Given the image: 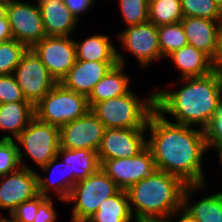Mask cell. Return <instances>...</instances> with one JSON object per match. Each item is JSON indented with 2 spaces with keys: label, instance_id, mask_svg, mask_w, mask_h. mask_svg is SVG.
<instances>
[{
  "label": "cell",
  "instance_id": "obj_1",
  "mask_svg": "<svg viewBox=\"0 0 222 222\" xmlns=\"http://www.w3.org/2000/svg\"><path fill=\"white\" fill-rule=\"evenodd\" d=\"M146 131L150 132L146 146L157 170L178 176L187 185L205 184L202 161L209 149L203 129L169 121L155 109Z\"/></svg>",
  "mask_w": 222,
  "mask_h": 222
},
{
  "label": "cell",
  "instance_id": "obj_2",
  "mask_svg": "<svg viewBox=\"0 0 222 222\" xmlns=\"http://www.w3.org/2000/svg\"><path fill=\"white\" fill-rule=\"evenodd\" d=\"M179 90H155V107L163 116L171 115L175 123L205 129L217 111L222 97V75L211 72L201 77L182 78Z\"/></svg>",
  "mask_w": 222,
  "mask_h": 222
},
{
  "label": "cell",
  "instance_id": "obj_3",
  "mask_svg": "<svg viewBox=\"0 0 222 222\" xmlns=\"http://www.w3.org/2000/svg\"><path fill=\"white\" fill-rule=\"evenodd\" d=\"M186 186L178 176L156 169L126 190L134 219L169 216L182 207Z\"/></svg>",
  "mask_w": 222,
  "mask_h": 222
},
{
  "label": "cell",
  "instance_id": "obj_4",
  "mask_svg": "<svg viewBox=\"0 0 222 222\" xmlns=\"http://www.w3.org/2000/svg\"><path fill=\"white\" fill-rule=\"evenodd\" d=\"M144 99L130 90L125 95L96 103L90 110L106 129L146 128L149 116L156 109L155 91Z\"/></svg>",
  "mask_w": 222,
  "mask_h": 222
},
{
  "label": "cell",
  "instance_id": "obj_5",
  "mask_svg": "<svg viewBox=\"0 0 222 222\" xmlns=\"http://www.w3.org/2000/svg\"><path fill=\"white\" fill-rule=\"evenodd\" d=\"M121 189L99 168L87 178L78 181L71 189L66 203H74L71 222H87L98 210L99 204Z\"/></svg>",
  "mask_w": 222,
  "mask_h": 222
},
{
  "label": "cell",
  "instance_id": "obj_6",
  "mask_svg": "<svg viewBox=\"0 0 222 222\" xmlns=\"http://www.w3.org/2000/svg\"><path fill=\"white\" fill-rule=\"evenodd\" d=\"M90 111L87 96L57 83L35 106L34 116L42 122L61 127Z\"/></svg>",
  "mask_w": 222,
  "mask_h": 222
},
{
  "label": "cell",
  "instance_id": "obj_7",
  "mask_svg": "<svg viewBox=\"0 0 222 222\" xmlns=\"http://www.w3.org/2000/svg\"><path fill=\"white\" fill-rule=\"evenodd\" d=\"M15 141L19 143L17 146L21 167L34 170L23 163V156H28L38 168H42L58 154L60 149L59 127L42 122L34 116ZM19 145L24 148V153L21 152Z\"/></svg>",
  "mask_w": 222,
  "mask_h": 222
},
{
  "label": "cell",
  "instance_id": "obj_8",
  "mask_svg": "<svg viewBox=\"0 0 222 222\" xmlns=\"http://www.w3.org/2000/svg\"><path fill=\"white\" fill-rule=\"evenodd\" d=\"M13 76L26 100L33 106L58 83L32 48H28L24 53Z\"/></svg>",
  "mask_w": 222,
  "mask_h": 222
},
{
  "label": "cell",
  "instance_id": "obj_9",
  "mask_svg": "<svg viewBox=\"0 0 222 222\" xmlns=\"http://www.w3.org/2000/svg\"><path fill=\"white\" fill-rule=\"evenodd\" d=\"M7 17L13 39L32 48L45 36L39 3L8 0Z\"/></svg>",
  "mask_w": 222,
  "mask_h": 222
},
{
  "label": "cell",
  "instance_id": "obj_10",
  "mask_svg": "<svg viewBox=\"0 0 222 222\" xmlns=\"http://www.w3.org/2000/svg\"><path fill=\"white\" fill-rule=\"evenodd\" d=\"M71 36H45L32 49L59 83L77 60L74 39Z\"/></svg>",
  "mask_w": 222,
  "mask_h": 222
},
{
  "label": "cell",
  "instance_id": "obj_11",
  "mask_svg": "<svg viewBox=\"0 0 222 222\" xmlns=\"http://www.w3.org/2000/svg\"><path fill=\"white\" fill-rule=\"evenodd\" d=\"M100 168L121 190H127L156 170L153 155L147 146L136 156L105 160Z\"/></svg>",
  "mask_w": 222,
  "mask_h": 222
},
{
  "label": "cell",
  "instance_id": "obj_12",
  "mask_svg": "<svg viewBox=\"0 0 222 222\" xmlns=\"http://www.w3.org/2000/svg\"><path fill=\"white\" fill-rule=\"evenodd\" d=\"M117 37L123 48L137 59L142 68L162 59L157 26L150 21L128 26Z\"/></svg>",
  "mask_w": 222,
  "mask_h": 222
},
{
  "label": "cell",
  "instance_id": "obj_13",
  "mask_svg": "<svg viewBox=\"0 0 222 222\" xmlns=\"http://www.w3.org/2000/svg\"><path fill=\"white\" fill-rule=\"evenodd\" d=\"M103 123L90 110L59 128L60 148L98 151L105 132Z\"/></svg>",
  "mask_w": 222,
  "mask_h": 222
},
{
  "label": "cell",
  "instance_id": "obj_14",
  "mask_svg": "<svg viewBox=\"0 0 222 222\" xmlns=\"http://www.w3.org/2000/svg\"><path fill=\"white\" fill-rule=\"evenodd\" d=\"M146 128L105 129L98 149L100 165L105 160L136 156L146 147Z\"/></svg>",
  "mask_w": 222,
  "mask_h": 222
},
{
  "label": "cell",
  "instance_id": "obj_15",
  "mask_svg": "<svg viewBox=\"0 0 222 222\" xmlns=\"http://www.w3.org/2000/svg\"><path fill=\"white\" fill-rule=\"evenodd\" d=\"M38 195L37 172L20 167L15 172L0 176V210L9 215L21 203ZM4 217L0 213V218Z\"/></svg>",
  "mask_w": 222,
  "mask_h": 222
},
{
  "label": "cell",
  "instance_id": "obj_16",
  "mask_svg": "<svg viewBox=\"0 0 222 222\" xmlns=\"http://www.w3.org/2000/svg\"><path fill=\"white\" fill-rule=\"evenodd\" d=\"M117 62L76 60L74 66L59 82L64 88L89 96L94 86Z\"/></svg>",
  "mask_w": 222,
  "mask_h": 222
},
{
  "label": "cell",
  "instance_id": "obj_17",
  "mask_svg": "<svg viewBox=\"0 0 222 222\" xmlns=\"http://www.w3.org/2000/svg\"><path fill=\"white\" fill-rule=\"evenodd\" d=\"M181 23L188 44L193 45L213 59L218 49V37L222 20L183 17Z\"/></svg>",
  "mask_w": 222,
  "mask_h": 222
},
{
  "label": "cell",
  "instance_id": "obj_18",
  "mask_svg": "<svg viewBox=\"0 0 222 222\" xmlns=\"http://www.w3.org/2000/svg\"><path fill=\"white\" fill-rule=\"evenodd\" d=\"M120 53L117 51V64L94 86L87 97L90 109L96 103L125 95L131 90L129 88L130 77L124 73L126 60Z\"/></svg>",
  "mask_w": 222,
  "mask_h": 222
},
{
  "label": "cell",
  "instance_id": "obj_19",
  "mask_svg": "<svg viewBox=\"0 0 222 222\" xmlns=\"http://www.w3.org/2000/svg\"><path fill=\"white\" fill-rule=\"evenodd\" d=\"M43 27L46 36H70L77 28V19L63 0H41Z\"/></svg>",
  "mask_w": 222,
  "mask_h": 222
},
{
  "label": "cell",
  "instance_id": "obj_20",
  "mask_svg": "<svg viewBox=\"0 0 222 222\" xmlns=\"http://www.w3.org/2000/svg\"><path fill=\"white\" fill-rule=\"evenodd\" d=\"M207 184L187 185L183 193L182 207L196 222H222V192L213 193L196 202L190 200L196 191L207 189ZM191 202V204H190Z\"/></svg>",
  "mask_w": 222,
  "mask_h": 222
},
{
  "label": "cell",
  "instance_id": "obj_21",
  "mask_svg": "<svg viewBox=\"0 0 222 222\" xmlns=\"http://www.w3.org/2000/svg\"><path fill=\"white\" fill-rule=\"evenodd\" d=\"M181 75L179 79L201 77L213 72L212 59L203 51L187 44L168 56Z\"/></svg>",
  "mask_w": 222,
  "mask_h": 222
},
{
  "label": "cell",
  "instance_id": "obj_22",
  "mask_svg": "<svg viewBox=\"0 0 222 222\" xmlns=\"http://www.w3.org/2000/svg\"><path fill=\"white\" fill-rule=\"evenodd\" d=\"M57 155L67 166L68 175H70V191L78 181L95 173L101 166L98 151L60 148Z\"/></svg>",
  "mask_w": 222,
  "mask_h": 222
},
{
  "label": "cell",
  "instance_id": "obj_23",
  "mask_svg": "<svg viewBox=\"0 0 222 222\" xmlns=\"http://www.w3.org/2000/svg\"><path fill=\"white\" fill-rule=\"evenodd\" d=\"M34 117V106L30 102L0 104V130L9 135L0 140H15Z\"/></svg>",
  "mask_w": 222,
  "mask_h": 222
},
{
  "label": "cell",
  "instance_id": "obj_24",
  "mask_svg": "<svg viewBox=\"0 0 222 222\" xmlns=\"http://www.w3.org/2000/svg\"><path fill=\"white\" fill-rule=\"evenodd\" d=\"M59 156L56 155L52 160H50L44 167L40 168L47 175V173L54 175L55 170H61L58 174L60 179H57L56 176L51 179L50 177L40 176L37 173V183H38V194L42 196L49 197L50 190L54 191L55 195H57V200L64 202L70 193V175H68V169L66 164L62 161L59 162ZM51 173H50V171ZM63 174V175H62ZM57 175V174H56ZM62 175V176H61ZM58 177V176H57ZM55 179V181H54ZM49 193V194H48Z\"/></svg>",
  "mask_w": 222,
  "mask_h": 222
},
{
  "label": "cell",
  "instance_id": "obj_25",
  "mask_svg": "<svg viewBox=\"0 0 222 222\" xmlns=\"http://www.w3.org/2000/svg\"><path fill=\"white\" fill-rule=\"evenodd\" d=\"M81 42L74 39L77 60L117 62V49L107 35L96 34Z\"/></svg>",
  "mask_w": 222,
  "mask_h": 222
},
{
  "label": "cell",
  "instance_id": "obj_26",
  "mask_svg": "<svg viewBox=\"0 0 222 222\" xmlns=\"http://www.w3.org/2000/svg\"><path fill=\"white\" fill-rule=\"evenodd\" d=\"M134 219L129 206L126 190H120L114 196L99 204L98 210L87 222H132Z\"/></svg>",
  "mask_w": 222,
  "mask_h": 222
},
{
  "label": "cell",
  "instance_id": "obj_27",
  "mask_svg": "<svg viewBox=\"0 0 222 222\" xmlns=\"http://www.w3.org/2000/svg\"><path fill=\"white\" fill-rule=\"evenodd\" d=\"M149 21L155 26L181 22L183 13L180 0H149Z\"/></svg>",
  "mask_w": 222,
  "mask_h": 222
},
{
  "label": "cell",
  "instance_id": "obj_28",
  "mask_svg": "<svg viewBox=\"0 0 222 222\" xmlns=\"http://www.w3.org/2000/svg\"><path fill=\"white\" fill-rule=\"evenodd\" d=\"M162 59L188 44L181 22L157 27Z\"/></svg>",
  "mask_w": 222,
  "mask_h": 222
},
{
  "label": "cell",
  "instance_id": "obj_29",
  "mask_svg": "<svg viewBox=\"0 0 222 222\" xmlns=\"http://www.w3.org/2000/svg\"><path fill=\"white\" fill-rule=\"evenodd\" d=\"M27 49L25 44L15 39L0 42V75L13 74Z\"/></svg>",
  "mask_w": 222,
  "mask_h": 222
},
{
  "label": "cell",
  "instance_id": "obj_30",
  "mask_svg": "<svg viewBox=\"0 0 222 222\" xmlns=\"http://www.w3.org/2000/svg\"><path fill=\"white\" fill-rule=\"evenodd\" d=\"M183 17L222 20V10L213 0H180Z\"/></svg>",
  "mask_w": 222,
  "mask_h": 222
},
{
  "label": "cell",
  "instance_id": "obj_31",
  "mask_svg": "<svg viewBox=\"0 0 222 222\" xmlns=\"http://www.w3.org/2000/svg\"><path fill=\"white\" fill-rule=\"evenodd\" d=\"M119 10L126 26L149 21V0H118Z\"/></svg>",
  "mask_w": 222,
  "mask_h": 222
},
{
  "label": "cell",
  "instance_id": "obj_32",
  "mask_svg": "<svg viewBox=\"0 0 222 222\" xmlns=\"http://www.w3.org/2000/svg\"><path fill=\"white\" fill-rule=\"evenodd\" d=\"M21 167L15 140H0V176L15 172Z\"/></svg>",
  "mask_w": 222,
  "mask_h": 222
},
{
  "label": "cell",
  "instance_id": "obj_33",
  "mask_svg": "<svg viewBox=\"0 0 222 222\" xmlns=\"http://www.w3.org/2000/svg\"><path fill=\"white\" fill-rule=\"evenodd\" d=\"M10 102H29L17 84L13 74L0 75V104Z\"/></svg>",
  "mask_w": 222,
  "mask_h": 222
},
{
  "label": "cell",
  "instance_id": "obj_34",
  "mask_svg": "<svg viewBox=\"0 0 222 222\" xmlns=\"http://www.w3.org/2000/svg\"><path fill=\"white\" fill-rule=\"evenodd\" d=\"M206 145H222V97L217 105V111L210 124L204 129Z\"/></svg>",
  "mask_w": 222,
  "mask_h": 222
},
{
  "label": "cell",
  "instance_id": "obj_35",
  "mask_svg": "<svg viewBox=\"0 0 222 222\" xmlns=\"http://www.w3.org/2000/svg\"><path fill=\"white\" fill-rule=\"evenodd\" d=\"M39 207V194L33 199L21 203L11 213L9 218L12 222H33Z\"/></svg>",
  "mask_w": 222,
  "mask_h": 222
},
{
  "label": "cell",
  "instance_id": "obj_36",
  "mask_svg": "<svg viewBox=\"0 0 222 222\" xmlns=\"http://www.w3.org/2000/svg\"><path fill=\"white\" fill-rule=\"evenodd\" d=\"M51 197L39 194V207L33 222H56L57 214Z\"/></svg>",
  "mask_w": 222,
  "mask_h": 222
},
{
  "label": "cell",
  "instance_id": "obj_37",
  "mask_svg": "<svg viewBox=\"0 0 222 222\" xmlns=\"http://www.w3.org/2000/svg\"><path fill=\"white\" fill-rule=\"evenodd\" d=\"M67 8L71 13L78 19L81 14H84L86 11L91 8L95 0H63Z\"/></svg>",
  "mask_w": 222,
  "mask_h": 222
},
{
  "label": "cell",
  "instance_id": "obj_38",
  "mask_svg": "<svg viewBox=\"0 0 222 222\" xmlns=\"http://www.w3.org/2000/svg\"><path fill=\"white\" fill-rule=\"evenodd\" d=\"M213 71L222 75V24L219 31L218 37V49L215 57L212 59Z\"/></svg>",
  "mask_w": 222,
  "mask_h": 222
},
{
  "label": "cell",
  "instance_id": "obj_39",
  "mask_svg": "<svg viewBox=\"0 0 222 222\" xmlns=\"http://www.w3.org/2000/svg\"><path fill=\"white\" fill-rule=\"evenodd\" d=\"M13 39L8 17L0 19V42Z\"/></svg>",
  "mask_w": 222,
  "mask_h": 222
},
{
  "label": "cell",
  "instance_id": "obj_40",
  "mask_svg": "<svg viewBox=\"0 0 222 222\" xmlns=\"http://www.w3.org/2000/svg\"><path fill=\"white\" fill-rule=\"evenodd\" d=\"M176 216H179L177 217L178 219H175ZM172 218L174 219V221ZM169 219L170 222H196V220L183 207L172 212L169 215Z\"/></svg>",
  "mask_w": 222,
  "mask_h": 222
},
{
  "label": "cell",
  "instance_id": "obj_41",
  "mask_svg": "<svg viewBox=\"0 0 222 222\" xmlns=\"http://www.w3.org/2000/svg\"><path fill=\"white\" fill-rule=\"evenodd\" d=\"M135 222H170L169 216L164 217H145L134 220Z\"/></svg>",
  "mask_w": 222,
  "mask_h": 222
},
{
  "label": "cell",
  "instance_id": "obj_42",
  "mask_svg": "<svg viewBox=\"0 0 222 222\" xmlns=\"http://www.w3.org/2000/svg\"><path fill=\"white\" fill-rule=\"evenodd\" d=\"M8 0H0V19L7 16Z\"/></svg>",
  "mask_w": 222,
  "mask_h": 222
},
{
  "label": "cell",
  "instance_id": "obj_43",
  "mask_svg": "<svg viewBox=\"0 0 222 222\" xmlns=\"http://www.w3.org/2000/svg\"><path fill=\"white\" fill-rule=\"evenodd\" d=\"M216 149V152H218V154H219V159H220V165H222V145H211L210 147H209V149Z\"/></svg>",
  "mask_w": 222,
  "mask_h": 222
},
{
  "label": "cell",
  "instance_id": "obj_44",
  "mask_svg": "<svg viewBox=\"0 0 222 222\" xmlns=\"http://www.w3.org/2000/svg\"><path fill=\"white\" fill-rule=\"evenodd\" d=\"M0 222H12V221L5 216L0 218Z\"/></svg>",
  "mask_w": 222,
  "mask_h": 222
},
{
  "label": "cell",
  "instance_id": "obj_45",
  "mask_svg": "<svg viewBox=\"0 0 222 222\" xmlns=\"http://www.w3.org/2000/svg\"><path fill=\"white\" fill-rule=\"evenodd\" d=\"M222 10V0H213Z\"/></svg>",
  "mask_w": 222,
  "mask_h": 222
}]
</instances>
